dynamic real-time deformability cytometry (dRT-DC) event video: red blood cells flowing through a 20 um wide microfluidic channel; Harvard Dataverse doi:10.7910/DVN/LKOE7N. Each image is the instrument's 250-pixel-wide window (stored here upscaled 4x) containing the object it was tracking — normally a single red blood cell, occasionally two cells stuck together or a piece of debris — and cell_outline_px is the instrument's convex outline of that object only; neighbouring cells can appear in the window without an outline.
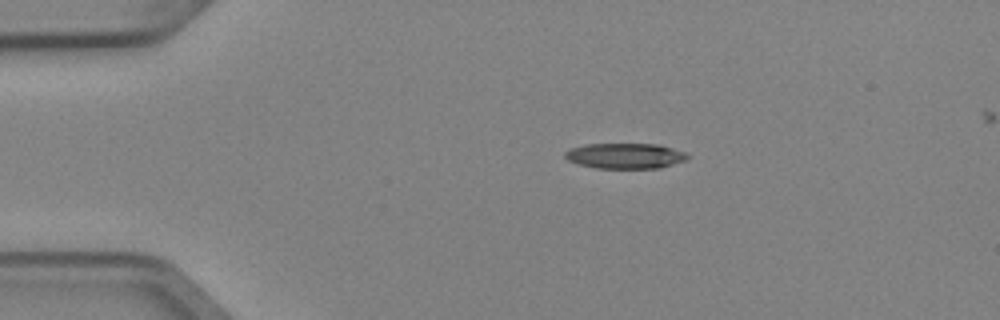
{"species": "Egyptian fruit bat (a non-hibernating species)", "species_latin": "Rousettus aegyptiacus", "temperature_condition": "cold", "stored_images_in_passage": 2, "camera_frame_rate_fps": 3000, "um_per_image_px": 0.085, "animal": {"sex": "female"}, "frame": {"image": 1, "passage_image": 1, "time_ms": 0.0, "image_size_px": [1000, 320], "cell_outline_px": [[688, 160], [660, 168], [596, 168], [580, 164], [568, 160], [564, 156], [564, 152], [572, 148], [584, 144], [660, 144], [684, 152], [688, 156]], "centroid_in_image_um": [53.16, 13.24], "position_along_channel_um": 31.8, "area_um2": 18.15}}